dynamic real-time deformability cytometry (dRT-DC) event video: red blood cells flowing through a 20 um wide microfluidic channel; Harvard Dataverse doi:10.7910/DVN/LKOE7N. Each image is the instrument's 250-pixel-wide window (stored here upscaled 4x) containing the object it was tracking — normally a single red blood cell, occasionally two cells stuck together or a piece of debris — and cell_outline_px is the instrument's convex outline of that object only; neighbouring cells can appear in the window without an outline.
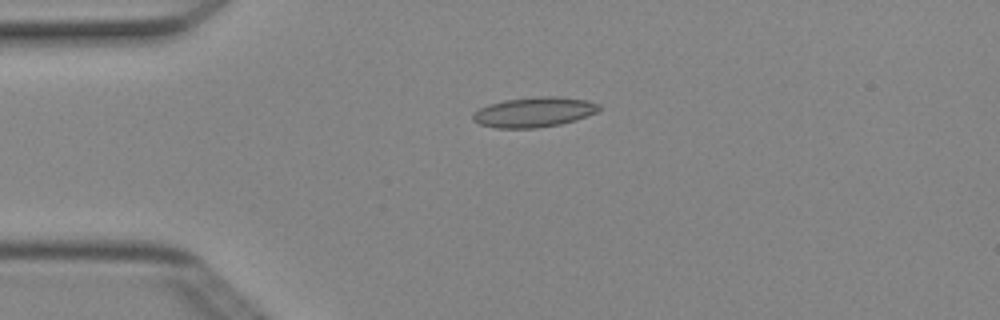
{"species": "Egyptian fruit bat (a non-hibernating species)", "species_latin": "Rousettus aegyptiacus", "temperature_condition": "cold", "stored_images_in_passage": 9, "camera_frame_rate_fps": 3000, "um_per_image_px": 0.085, "animal": {"sex": "female"}, "frame": {"image": 1, "passage_image": 4, "time_ms": 1.0, "image_size_px": [1000, 320], "cell_outline_px": [[600, 108], [596, 112], [576, 120], [560, 124], [536, 128], [496, 128], [480, 124], [472, 120], [472, 116], [480, 108], [488, 104], [504, 100], [540, 96], [556, 96], [588, 100], [600, 104]], "centroid_in_image_um": [45.4, 9.52], "position_along_channel_um": 39.6, "area_um2": 22.02}}
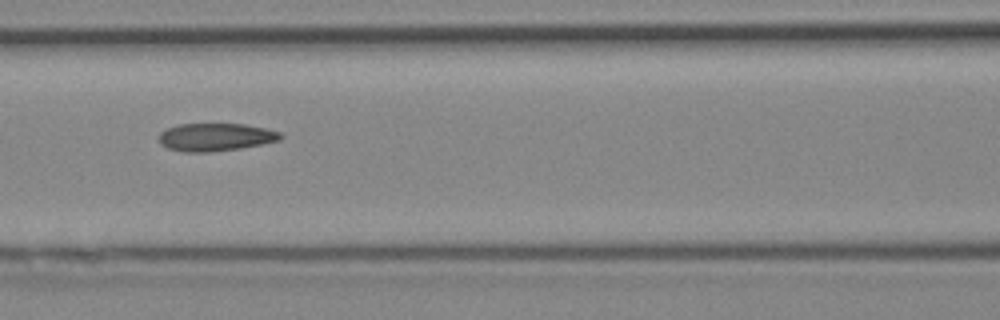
{"frame": {"image": 2, "passage_image": 7, "time_ms": 2.0, "image_size_px": [1000, 320], "cell_outline_px": [[284, 136], [280, 140], [264, 144], [240, 148], [212, 152], [184, 152], [168, 148], [160, 144], [160, 132], [176, 124], [244, 124], [264, 128], [280, 132]], "centroid_in_image_um": [18.34, 11.66], "position_along_channel_um": 148.3, "area_um2": 19.77}}
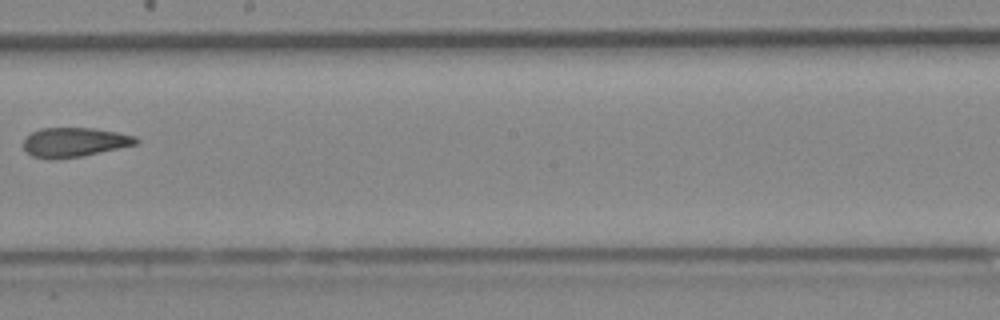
{"frame": {"image": 3, "passage_image": 9, "time_ms": 2.667, "image_size_px": [1000, 320], "cell_outline_px": [[140, 140], [136, 144], [100, 152], [80, 156], [52, 160], [32, 156], [24, 148], [24, 136], [40, 128], [92, 128], [116, 132], [136, 136]], "centroid_in_image_um": [6.29, 12.08], "position_along_channel_um": 241.9, "area_um2": 19.19}}